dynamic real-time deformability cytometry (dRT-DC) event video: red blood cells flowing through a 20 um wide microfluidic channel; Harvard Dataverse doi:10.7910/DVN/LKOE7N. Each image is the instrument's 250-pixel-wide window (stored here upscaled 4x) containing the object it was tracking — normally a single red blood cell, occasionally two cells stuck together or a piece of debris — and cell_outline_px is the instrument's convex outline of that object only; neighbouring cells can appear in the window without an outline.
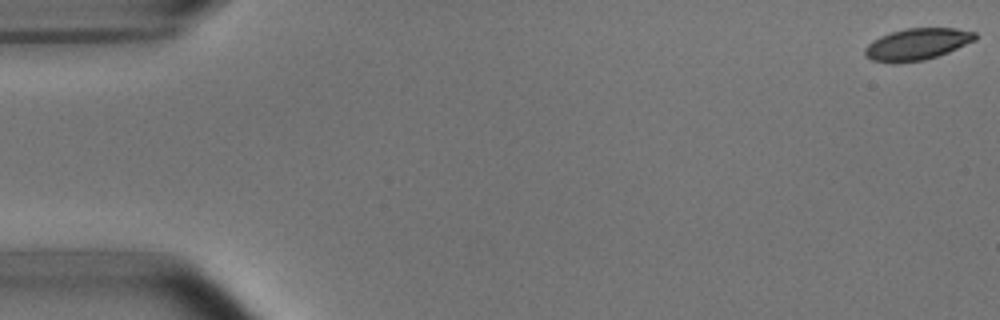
{"species": "common noctule bat (a hibernating species)", "species_latin": "Nyctalus noctula", "temperature_condition": "room temperature", "stored_images_in_passage": 53, "camera_frame_rate_fps": 3000, "um_per_image_px": 0.085, "animal": {"sex": "male", "body_mass_g": 15.6}, "frame": {"image": 1, "passage_image": 1, "time_ms": 0.0, "image_size_px": [1000, 320], "cell_outline_px": [[976, 40], [948, 52], [924, 60], [896, 64], [892, 64], [872, 60], [864, 56], [864, 48], [872, 40], [880, 36], [904, 28], [956, 28], [976, 32]], "centroid_in_image_um": [77.91, 3.76], "position_along_channel_um": 7.1, "area_um2": 20.58}}
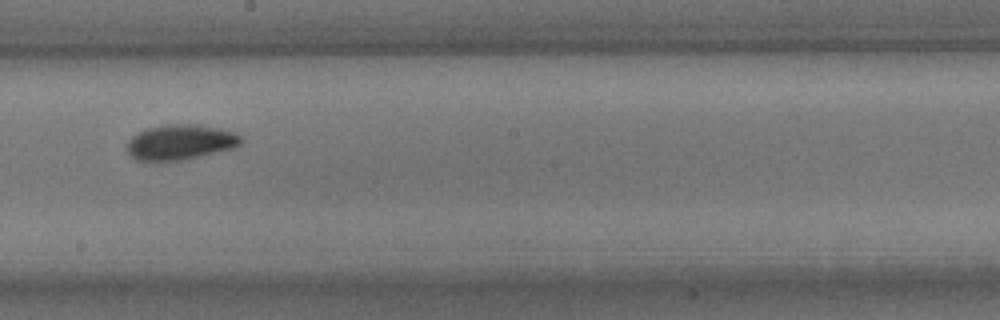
{"frame": {"image": 2, "passage_image": 30, "time_ms": 9.667, "image_size_px": [1000, 320], "cell_outline_px": [[244, 140], [240, 144], [232, 148], [200, 156], [180, 160], [136, 160], [128, 152], [128, 140], [132, 136], [144, 128], [164, 124], [200, 124], [220, 128], [236, 132], [244, 136]], "centroid_in_image_um": [15.37, 12.05], "position_along_channel_um": 232.8, "area_um2": 23.52}}
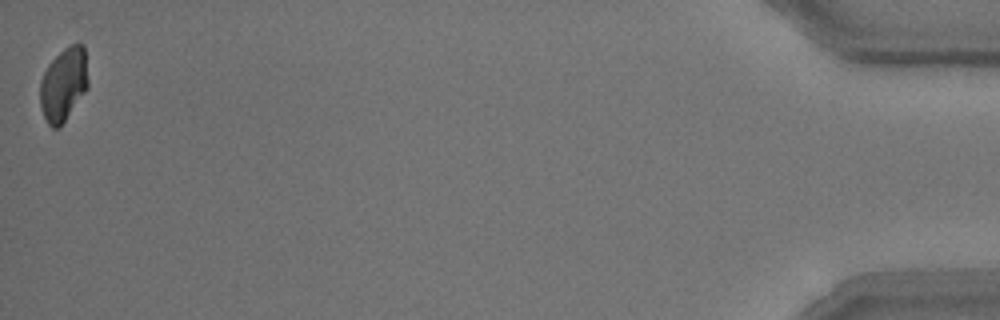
{"frame": {"image": 3, "passage_image": 53, "time_ms": 17.333, "image_size_px": [1000, 320], "cell_outline_px": [[88, 88], [60, 128], [52, 128], [48, 124], [40, 108], [40, 80], [48, 64], [64, 48], [72, 44], [84, 44], [88, 80]], "centroid_in_image_um": [5.4, 7.19], "position_along_channel_um": 429.8, "area_um2": 20.69}, "authors_computed_cell_mechanics": {"area_um2": 21.964, "velocity_mm_per_s": 3.7724, "shape_relaxation_time_tau1_ms": 2.5628, "shape_relaxation_time_tau2_ms": 2.5961, "deformation_change_tau1": 0.1083, "deformation_change_tau2": 0.0595}}